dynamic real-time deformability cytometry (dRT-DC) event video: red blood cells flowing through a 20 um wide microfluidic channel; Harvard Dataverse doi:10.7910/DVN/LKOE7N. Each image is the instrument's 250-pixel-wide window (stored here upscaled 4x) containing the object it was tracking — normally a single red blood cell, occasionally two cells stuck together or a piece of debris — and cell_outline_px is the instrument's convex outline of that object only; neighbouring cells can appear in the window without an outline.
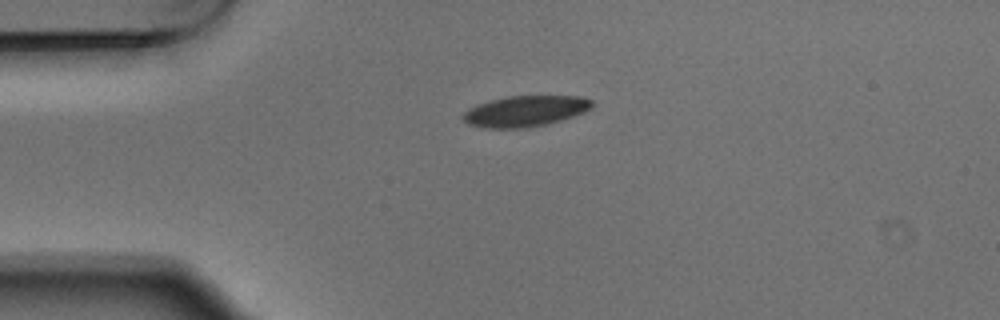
{"species": "Egyptian fruit bat (a non-hibernating species)", "species_latin": "Rousettus aegyptiacus", "temperature_condition": "warm", "stored_images_in_passage": 1, "camera_frame_rate_fps": 3000, "um_per_image_px": 0.085, "animal": {"sex": "male"}, "frame": {"image": 1, "passage_image": 1, "time_ms": 0.0, "image_size_px": [1000, 320], "cell_outline_px": [[592, 108], [584, 112], [548, 124], [524, 128], [484, 128], [468, 124], [460, 116], [468, 108], [476, 104], [508, 96], [580, 96], [592, 100]], "centroid_in_image_um": [44.61, 9.45], "position_along_channel_um": 40.4, "area_um2": 23.24}}